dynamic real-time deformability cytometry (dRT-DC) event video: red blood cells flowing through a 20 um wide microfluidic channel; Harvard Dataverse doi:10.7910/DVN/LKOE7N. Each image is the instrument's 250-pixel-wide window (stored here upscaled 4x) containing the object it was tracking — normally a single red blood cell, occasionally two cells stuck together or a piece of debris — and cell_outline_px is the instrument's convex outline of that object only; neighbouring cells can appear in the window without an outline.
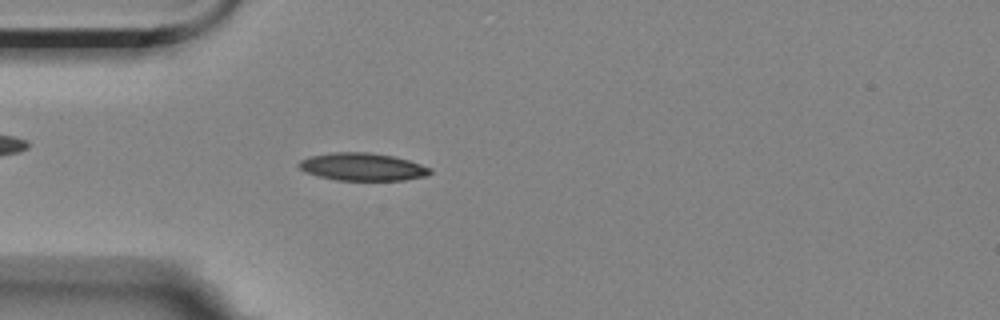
{"species": "Egyptian fruit bat (a non-hibernating species)", "species_latin": "Rousettus aegyptiacus", "temperature_condition": "room temperature", "stored_images_in_passage": 18, "camera_frame_rate_fps": 3000, "um_per_image_px": 0.085, "animal": {"sex": "female"}, "frame": {"image": 1, "passage_image": 4, "time_ms": 1.0, "image_size_px": [1000, 320], "cell_outline_px": [[432, 172], [424, 176], [404, 180], [336, 180], [320, 176], [308, 172], [300, 168], [296, 164], [300, 160], [308, 156], [332, 152], [368, 152], [392, 156], [408, 160], [432, 168]], "centroid_in_image_um": [30.79, 14.17], "position_along_channel_um": 54.2, "area_um2": 21.04}}
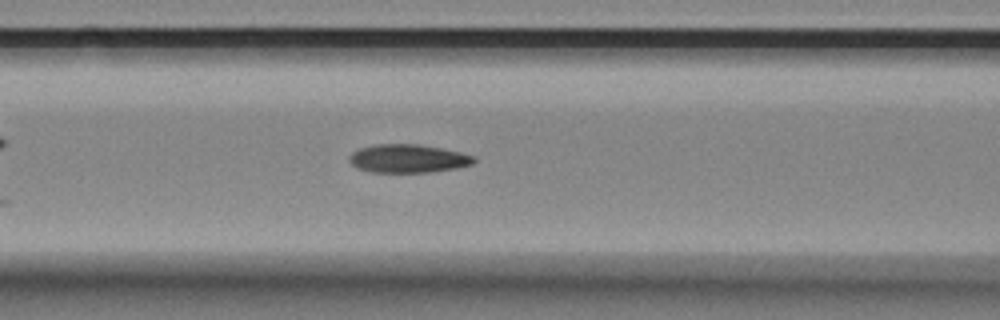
{"frame": {"image": 2, "passage_image": 11, "time_ms": 3.333, "image_size_px": [1000, 320], "cell_outline_px": [[476, 160], [472, 164], [456, 168], [428, 172], [372, 172], [360, 168], [352, 164], [348, 160], [348, 156], [352, 152], [360, 148], [376, 144], [420, 144], [460, 152], [476, 156]], "centroid_in_image_um": [34.69, 13.47], "position_along_channel_um": 131.9, "area_um2": 20.52}}
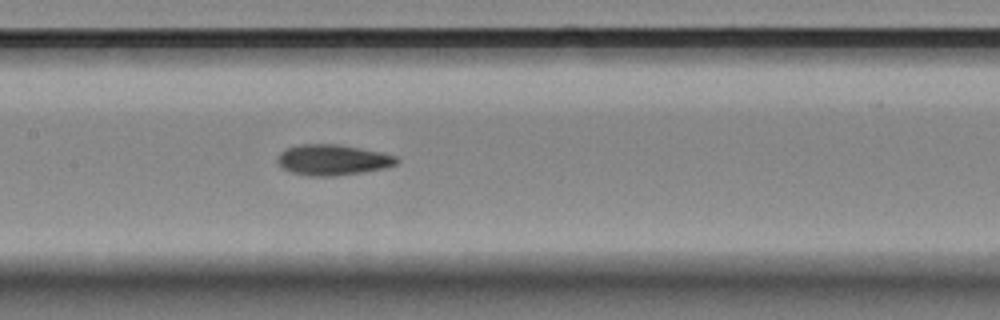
{"frame": {"image": 3, "passage_image": 15, "time_ms": 4.667, "image_size_px": [1000, 320], "cell_outline_px": [[400, 160], [396, 164], [384, 168], [336, 176], [308, 176], [288, 172], [276, 160], [280, 152], [296, 144], [336, 144], [360, 148], [380, 152], [396, 156]], "centroid_in_image_um": [28.25, 13.59], "position_along_channel_um": 179.2, "area_um2": 21.27}}